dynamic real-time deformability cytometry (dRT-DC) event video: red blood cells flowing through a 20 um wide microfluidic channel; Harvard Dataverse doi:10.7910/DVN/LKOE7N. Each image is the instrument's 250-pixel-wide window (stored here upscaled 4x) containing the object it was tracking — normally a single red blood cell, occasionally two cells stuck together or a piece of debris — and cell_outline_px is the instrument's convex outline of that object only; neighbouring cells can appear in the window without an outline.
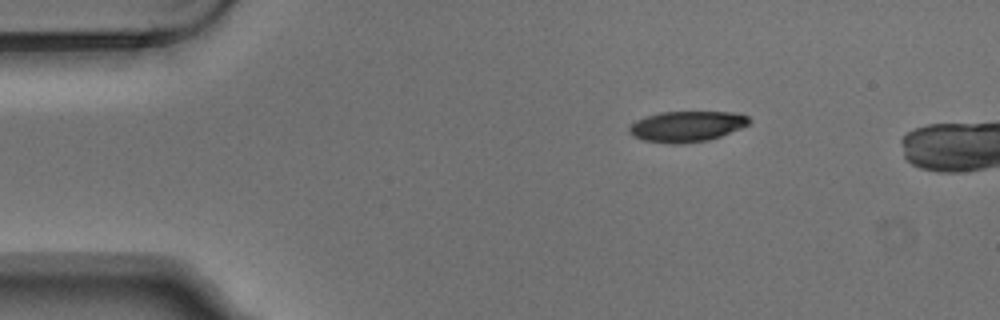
{"species": "Egyptian fruit bat (a non-hibernating species)", "species_latin": "Rousettus aegyptiacus", "temperature_condition": "warm", "stored_images_in_passage": 4, "camera_frame_rate_fps": 3000, "um_per_image_px": 0.085, "animal": {"sex": "male"}, "frame": {"image": 1, "passage_image": 1, "time_ms": 0.0, "image_size_px": [1000, 320], "cell_outline_px": [[752, 120], [748, 124], [740, 128], [720, 136], [708, 140], [684, 144], [672, 144], [644, 140], [632, 136], [628, 132], [628, 128], [636, 120], [660, 112], [736, 112], [748, 116]], "centroid_in_image_um": [58.37, 10.74], "position_along_channel_um": 26.6, "area_um2": 21.44}}